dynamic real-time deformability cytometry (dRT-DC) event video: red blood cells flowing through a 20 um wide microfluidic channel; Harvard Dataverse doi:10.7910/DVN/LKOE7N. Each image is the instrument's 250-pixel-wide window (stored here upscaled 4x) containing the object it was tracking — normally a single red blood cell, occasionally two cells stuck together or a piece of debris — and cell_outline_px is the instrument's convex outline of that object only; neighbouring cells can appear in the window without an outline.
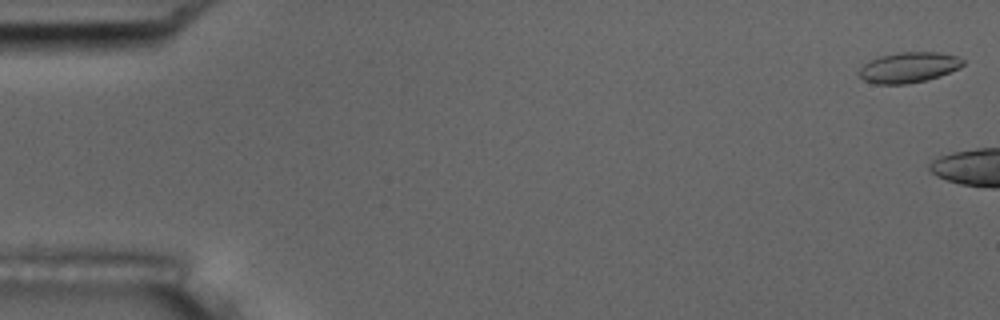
{"species": "common noctule bat (a hibernating species)", "species_latin": "Nyctalus noctula", "temperature_condition": "room temperature", "stored_images_in_passage": 7, "segment_of_instrument_passage": [1, 2], "camera_frame_rate_fps": 3000, "um_per_image_px": 0.085, "animal": {"sex": "male", "body_mass_g": 17.5, "forearm_length_mm": 52.3}, "frame": {"image": 1, "passage_image": 1, "time_ms": 0.0, "image_size_px": [1000, 320], "cell_outline_px": [[964, 64], [960, 68], [940, 76], [908, 84], [876, 84], [864, 80], [860, 76], [860, 68], [864, 64], [880, 56], [900, 52], [940, 52], [956, 56], [964, 60]], "centroid_in_image_um": [77.27, 5.73], "position_along_channel_um": 7.7, "area_um2": 18.32}}